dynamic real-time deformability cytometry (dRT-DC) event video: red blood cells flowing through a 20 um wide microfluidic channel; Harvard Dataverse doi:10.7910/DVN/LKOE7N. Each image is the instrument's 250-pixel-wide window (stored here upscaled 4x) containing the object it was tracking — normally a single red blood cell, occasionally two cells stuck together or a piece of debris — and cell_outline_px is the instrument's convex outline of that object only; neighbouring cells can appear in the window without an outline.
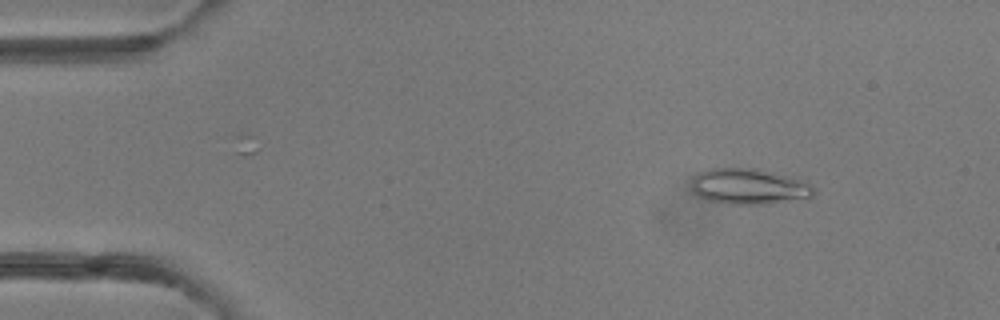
{"species": "common noctule bat (a hibernating species)", "species_latin": "Nyctalus noctula", "temperature_condition": "room temperature", "stored_images_in_passage": 31, "camera_frame_rate_fps": 3000, "um_per_image_px": 0.085, "animal": {"sex": "female"}, "frame": {"image": 1, "passage_image": 5, "time_ms": 1.333, "image_size_px": [1000, 320], "cell_outline_px": [[816, 192], [812, 196], [760, 204], [732, 204], [708, 200], [692, 192], [692, 176], [708, 168], [756, 168], [788, 176], [800, 180], [808, 184]], "centroid_in_image_um": [63.57, 15.83], "position_along_channel_um": 21.4, "area_um2": 24.97}}
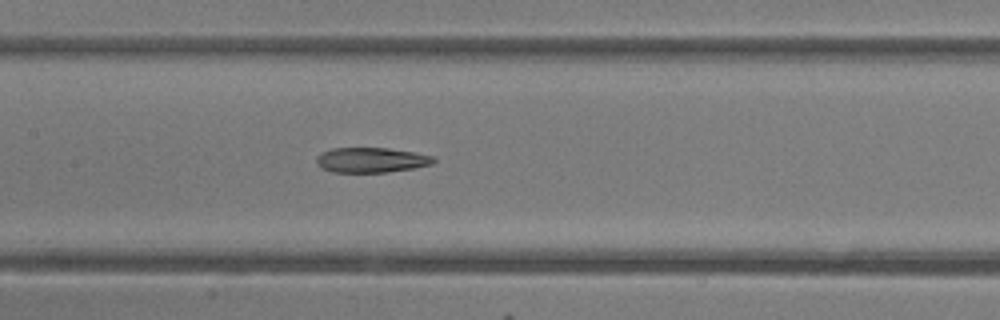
{"frame": {"image": 2, "passage_image": 22, "time_ms": 7.0, "image_size_px": [1000, 320], "cell_outline_px": [[436, 160], [432, 164], [412, 168], [388, 172], [332, 172], [320, 168], [316, 164], [316, 156], [320, 152], [332, 148], [388, 148], [416, 152], [432, 156]], "centroid_in_image_um": [31.5, 13.6], "position_along_channel_um": 175.9, "area_um2": 17.22}}
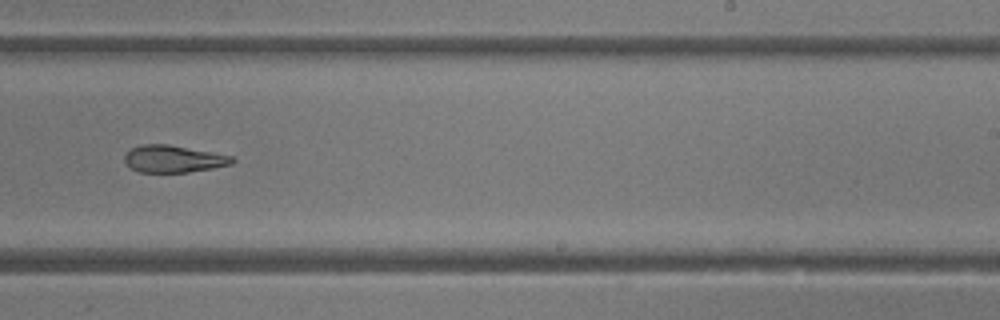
{"frame": {"image": 3, "passage_image": 29, "time_ms": 9.333, "image_size_px": [1000, 320], "cell_outline_px": [[236, 160], [232, 164], [212, 168], [188, 172], [140, 172], [132, 168], [124, 160], [124, 156], [132, 148], [140, 144], [168, 144], [212, 152], [232, 156]], "centroid_in_image_um": [14.76, 13.5], "position_along_channel_um": 274.2, "area_um2": 16.88}}